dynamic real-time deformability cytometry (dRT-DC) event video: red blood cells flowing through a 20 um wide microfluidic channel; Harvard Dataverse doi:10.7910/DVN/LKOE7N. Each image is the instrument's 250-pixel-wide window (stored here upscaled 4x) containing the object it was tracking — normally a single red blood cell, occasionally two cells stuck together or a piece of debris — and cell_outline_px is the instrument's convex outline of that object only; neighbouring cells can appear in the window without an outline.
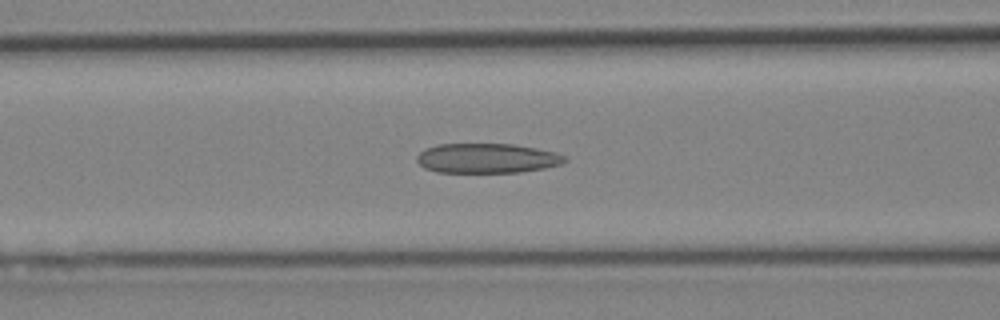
{"species": "Egyptian fruit bat (a non-hibernating species)", "species_latin": "Rousettus aegyptiacus", "temperature_condition": "cold", "stored_images_in_passage": 33, "camera_frame_rate_fps": 3000, "um_per_image_px": 0.085, "animal": {"sex": "female"}, "frame": {"image": 1, "passage_image": 12, "time_ms": 3.667, "image_size_px": [1000, 320], "cell_outline_px": [[568, 160], [560, 164], [544, 168], [520, 172], [436, 172], [424, 168], [416, 160], [416, 156], [424, 148], [436, 144], [512, 144], [536, 148], [556, 152], [568, 156]], "centroid_in_image_um": [41.39, 13.44], "position_along_channel_um": 125.2, "area_um2": 25.78}}
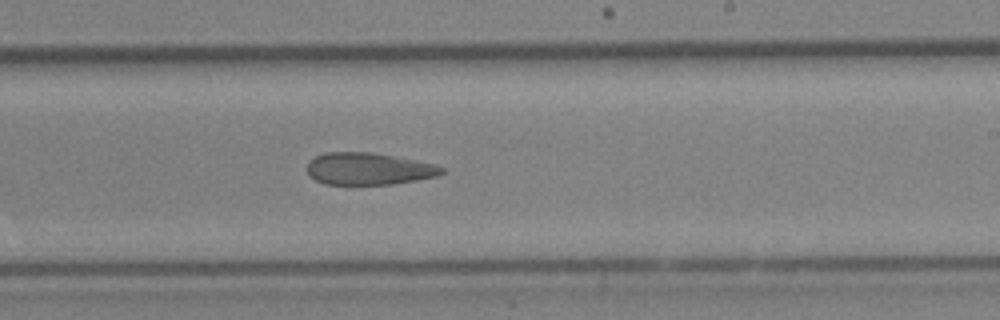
{"frame": {"image": 2, "passage_image": 21, "time_ms": 6.667, "image_size_px": [1000, 320], "cell_outline_px": [[444, 172], [436, 176], [416, 180], [392, 184], [324, 184], [316, 180], [308, 172], [308, 164], [316, 156], [324, 152], [372, 152], [436, 164], [444, 168]], "centroid_in_image_um": [31.35, 14.34], "position_along_channel_um": 257.6, "area_um2": 24.91}}
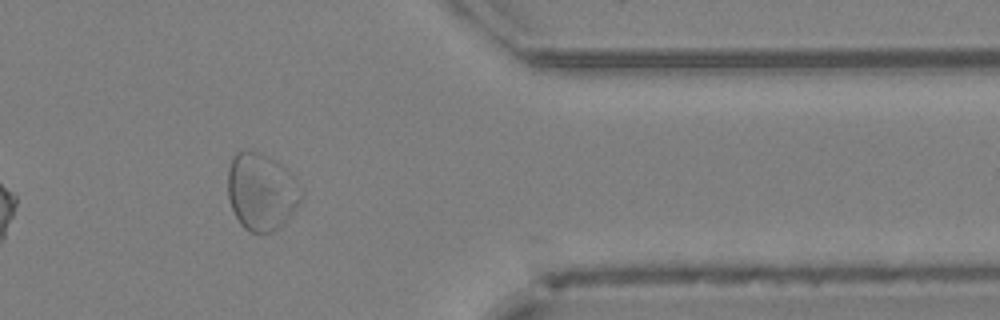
{"frame": {"image": 3, "passage_image": 31, "time_ms": 10.0, "image_size_px": [1000, 320], "cell_outline_px": [[304, 192], [300, 200], [288, 220], [280, 228], [272, 232], [260, 236], [248, 232], [240, 224], [232, 208], [228, 196], [228, 168], [232, 156], [236, 152], [252, 148], [272, 156], [292, 172]], "centroid_in_image_um": [22.24, 16.27], "position_along_channel_um": 389.2, "area_um2": 34.28}}